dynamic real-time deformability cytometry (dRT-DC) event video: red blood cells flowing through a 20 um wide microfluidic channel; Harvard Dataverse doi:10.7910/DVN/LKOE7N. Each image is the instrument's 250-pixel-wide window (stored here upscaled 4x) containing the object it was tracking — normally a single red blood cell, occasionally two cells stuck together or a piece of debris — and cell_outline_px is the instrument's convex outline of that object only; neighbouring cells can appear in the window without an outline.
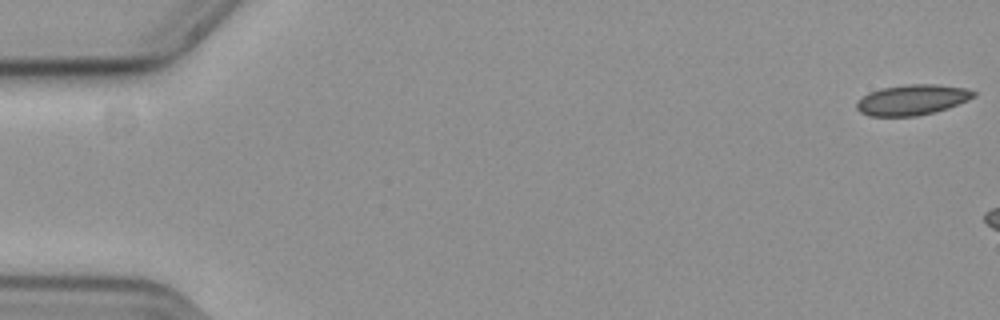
{"species": "common noctule bat (a hibernating species)", "species_latin": "Nyctalus noctula", "temperature_condition": "cold", "stored_images_in_passage": 10, "camera_frame_rate_fps": 3000, "um_per_image_px": 0.085, "animal": {"sex": "female", "body_mass_g": 19.3, "forearm_length_mm": 54.1}, "frame": {"image": 1, "passage_image": 1, "time_ms": 0.0, "image_size_px": [1000, 320], "cell_outline_px": [[976, 96], [968, 100], [948, 108], [936, 112], [916, 116], [868, 116], [860, 112], [856, 108], [856, 100], [868, 92], [880, 88], [904, 84], [936, 84], [968, 88], [976, 92]], "centroid_in_image_um": [77.52, 8.48], "position_along_channel_um": 7.5, "area_um2": 21.15}}